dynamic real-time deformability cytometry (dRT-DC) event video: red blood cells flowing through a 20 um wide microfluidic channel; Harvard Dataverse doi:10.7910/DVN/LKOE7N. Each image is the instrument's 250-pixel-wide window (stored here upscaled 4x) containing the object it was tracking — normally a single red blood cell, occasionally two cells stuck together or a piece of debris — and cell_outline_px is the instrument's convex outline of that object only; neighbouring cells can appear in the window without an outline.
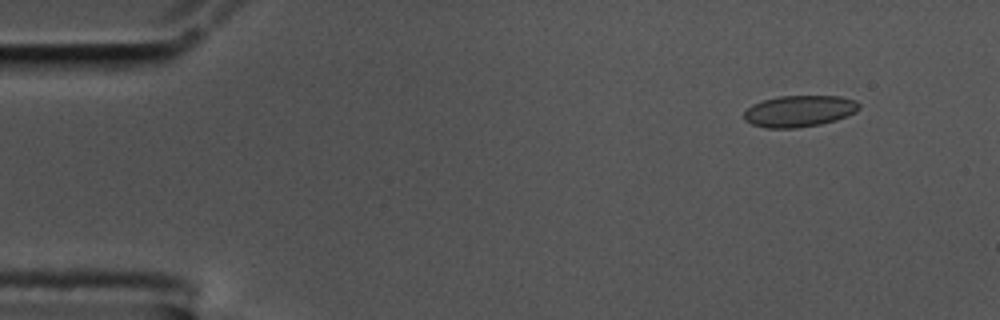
{"species": "common noctule bat (a hibernating species)", "species_latin": "Nyctalus noctula", "temperature_condition": "cold", "stored_images_in_passage": 58, "camera_frame_rate_fps": 3000, "um_per_image_px": 0.085, "animal": {"sex": "male", "body_mass_g": 17.5, "forearm_length_mm": 52.3}, "frame": {"image": 1, "passage_image": 6, "time_ms": 1.667, "image_size_px": [1000, 320], "cell_outline_px": [[860, 108], [856, 112], [848, 116], [836, 120], [820, 124], [796, 128], [764, 128], [752, 124], [744, 120], [744, 112], [752, 104], [764, 100], [780, 96], [840, 96], [856, 100], [860, 104]], "centroid_in_image_um": [67.96, 9.44], "position_along_channel_um": 17.0, "area_um2": 21.21}}
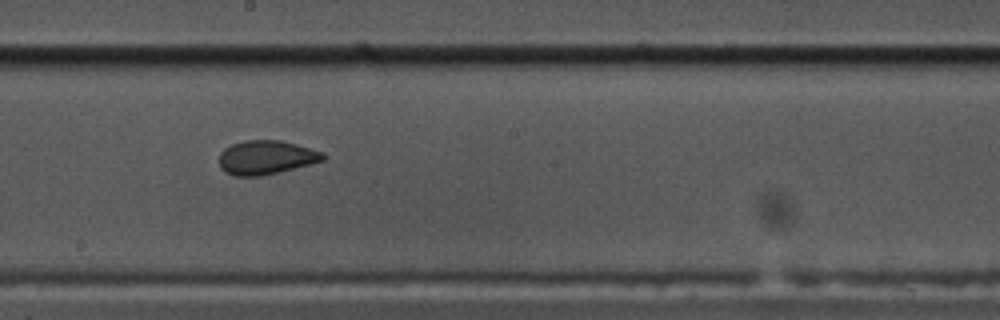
{"frame": {"image": 2, "passage_image": 32, "time_ms": 10.333, "image_size_px": [1000, 320], "cell_outline_px": [[328, 156], [324, 160], [260, 176], [232, 176], [224, 172], [220, 168], [220, 152], [224, 148], [232, 144], [244, 140], [280, 140], [296, 144], [324, 152]], "centroid_in_image_um": [22.59, 13.37], "position_along_channel_um": 225.6, "area_um2": 20.52}}
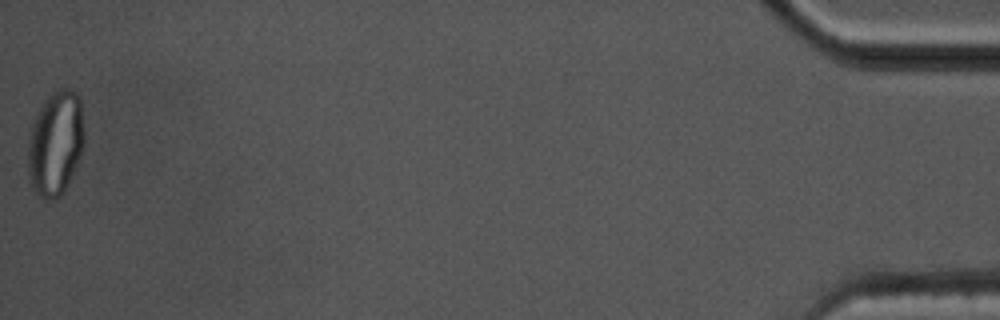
{"frame": {"image": 3, "passage_image": 58, "time_ms": 19.0, "image_size_px": [1000, 320], "cell_outline_px": [[84, 144], [80, 156], [64, 192], [60, 196], [52, 200], [48, 200], [36, 196], [28, 180], [28, 140], [32, 124], [36, 112], [44, 100], [52, 92], [60, 88], [68, 88], [76, 92], [80, 96], [84, 132]], "centroid_in_image_um": [4.7, 12.18], "position_along_channel_um": 430.5, "area_um2": 34.91}, "authors_computed_cell_mechanics": {"area_um2": 21.0681, "velocity_mm_per_s": 3.4851, "shape_relaxation_time_tau1_ms": null, "shape_relaxation_time_tau2_ms": 1.1136, "deformation_change_tau1": null, "deformation_change_tau2": 0.0582}}